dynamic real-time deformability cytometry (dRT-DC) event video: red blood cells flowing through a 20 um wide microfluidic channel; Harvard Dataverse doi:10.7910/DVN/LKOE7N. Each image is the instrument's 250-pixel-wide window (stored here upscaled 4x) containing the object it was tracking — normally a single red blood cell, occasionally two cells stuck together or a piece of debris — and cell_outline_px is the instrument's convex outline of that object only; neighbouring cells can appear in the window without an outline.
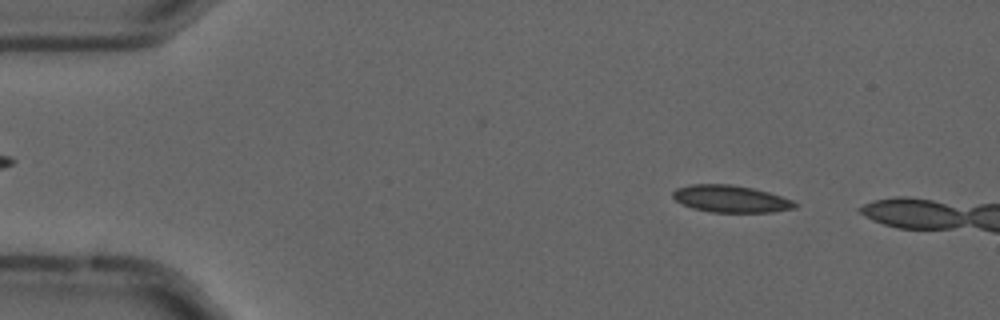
{"species": "common noctule bat (a hibernating species)", "species_latin": "Nyctalus noctula", "temperature_condition": "cold", "stored_images_in_passage": 11, "camera_frame_rate_fps": 3000, "um_per_image_px": 0.085, "animal": {"sex": "male", "forearm_length_mm": 52.5}, "frame": {"image": 1, "passage_image": 4, "time_ms": 1.0, "image_size_px": [1000, 320], "cell_outline_px": [[800, 204], [796, 208], [772, 212], [712, 212], [692, 208], [676, 200], [672, 196], [672, 192], [676, 188], [692, 184], [732, 184], [752, 188], [768, 192], [792, 200]], "centroid_in_image_um": [62.13, 16.9], "position_along_channel_um": 22.9, "area_um2": 19.25}}